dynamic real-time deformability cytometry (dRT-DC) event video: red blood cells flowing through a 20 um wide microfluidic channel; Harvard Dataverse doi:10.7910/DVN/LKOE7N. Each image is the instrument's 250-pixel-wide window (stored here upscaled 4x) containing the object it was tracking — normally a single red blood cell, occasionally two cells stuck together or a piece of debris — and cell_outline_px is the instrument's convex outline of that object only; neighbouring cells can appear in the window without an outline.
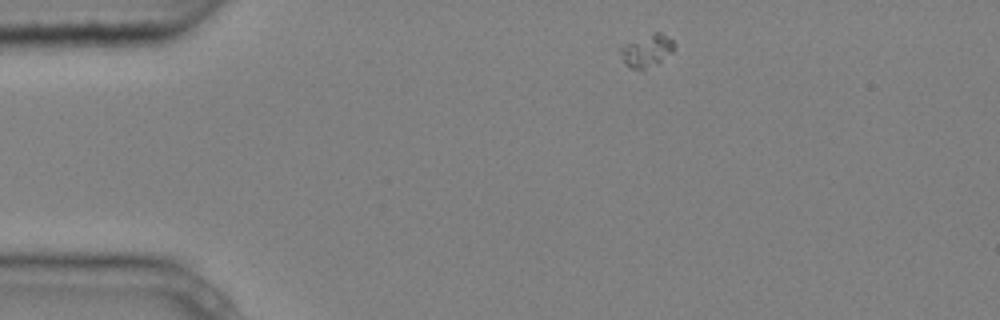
{"species": "common noctule bat (a hibernating species)", "species_latin": "Nyctalus noctula", "temperature_condition": "cold", "stored_images_in_passage": 3, "camera_frame_rate_fps": 3000, "um_per_image_px": 0.085, "animal": {"sex": "male", "body_mass_g": 20.4}, "frame": {"image": 1, "passage_image": 1, "time_ms": 0.0, "image_size_px": [1000, 320], "cell_outline_px": [[676, 48], [672, 52], [644, 72], [640, 72], [632, 68], [624, 60], [620, 52], [620, 48], [624, 44], [652, 32], [660, 32], [672, 40], [676, 44]], "centroid_in_image_um": [55.0, 4.32], "position_along_channel_um": 30.0, "area_um2": 10.23}}
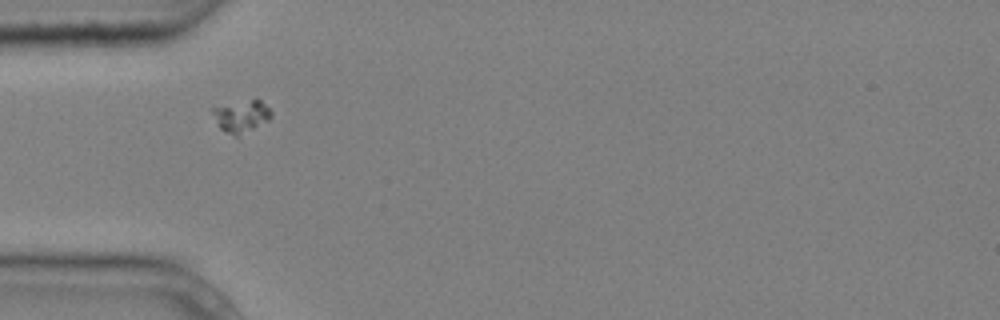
{"frame": {"image": 2, "passage_image": 3, "time_ms": 0.667, "image_size_px": [1000, 320], "cell_outline_px": [[272, 116], [268, 120], [236, 136], [220, 128], [212, 112], [212, 108], [252, 100], [260, 100], [272, 112]], "centroid_in_image_um": [20.53, 9.87], "position_along_channel_um": 64.5, "area_um2": 10.17}}